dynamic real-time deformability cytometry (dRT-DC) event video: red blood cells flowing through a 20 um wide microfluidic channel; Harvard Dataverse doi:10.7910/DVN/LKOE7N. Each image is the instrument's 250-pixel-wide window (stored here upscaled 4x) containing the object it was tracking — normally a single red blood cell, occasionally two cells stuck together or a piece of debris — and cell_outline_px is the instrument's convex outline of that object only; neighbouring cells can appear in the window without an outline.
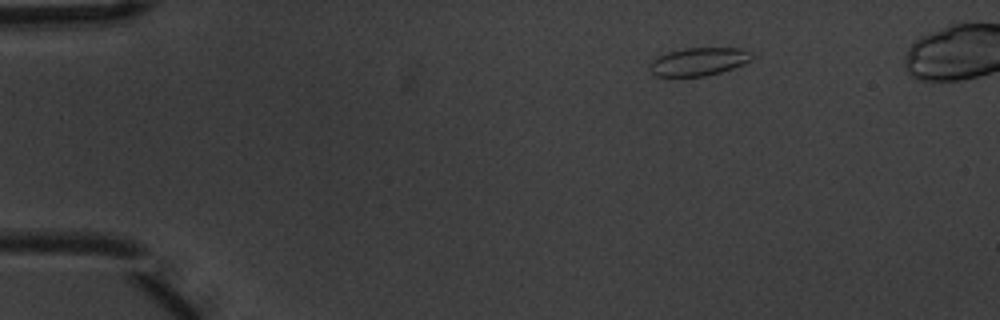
{"species": "common noctule bat (a hibernating species)", "species_latin": "Nyctalus noctula", "temperature_condition": "warm", "stored_images_in_passage": 4, "camera_frame_rate_fps": 3000, "um_per_image_px": 0.085, "animal": {"sex": "male", "body_mass_g": 20.1, "forearm_length_mm": 53.5}, "frame": {"image": 1, "passage_image": 1, "time_ms": 0.0, "image_size_px": [1000, 320], "cell_outline_px": [[756, 56], [752, 60], [744, 64], [720, 72], [704, 76], [656, 76], [648, 68], [648, 64], [652, 60], [668, 52], [684, 48], [740, 48], [752, 52]], "centroid_in_image_um": [59.42, 5.23], "position_along_channel_um": 25.6, "area_um2": 16.76}}